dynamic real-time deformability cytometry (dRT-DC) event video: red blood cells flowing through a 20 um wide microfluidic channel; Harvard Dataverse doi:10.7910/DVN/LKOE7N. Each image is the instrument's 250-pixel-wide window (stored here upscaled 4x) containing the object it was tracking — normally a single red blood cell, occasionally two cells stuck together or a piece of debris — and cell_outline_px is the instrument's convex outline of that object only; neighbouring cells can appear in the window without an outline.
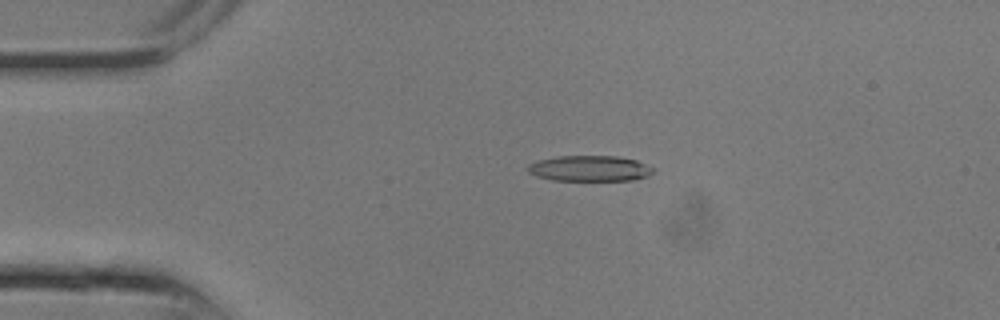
{"species": "common noctule bat (a hibernating species)", "species_latin": "Nyctalus noctula", "temperature_condition": "room temperature", "stored_images_in_passage": 7, "camera_frame_rate_fps": 3000, "um_per_image_px": 0.085, "animal": {"sex": "male", "body_mass_g": 13.3}, "frame": {"image": 1, "passage_image": 5, "time_ms": 1.333, "image_size_px": [1000, 320], "cell_outline_px": [[656, 168], [648, 176], [632, 180], [552, 180], [536, 176], [528, 172], [524, 168], [528, 164], [536, 160], [556, 156], [616, 156], [636, 160]], "centroid_in_image_um": [50.08, 14.31], "position_along_channel_um": 34.9, "area_um2": 18.96}}